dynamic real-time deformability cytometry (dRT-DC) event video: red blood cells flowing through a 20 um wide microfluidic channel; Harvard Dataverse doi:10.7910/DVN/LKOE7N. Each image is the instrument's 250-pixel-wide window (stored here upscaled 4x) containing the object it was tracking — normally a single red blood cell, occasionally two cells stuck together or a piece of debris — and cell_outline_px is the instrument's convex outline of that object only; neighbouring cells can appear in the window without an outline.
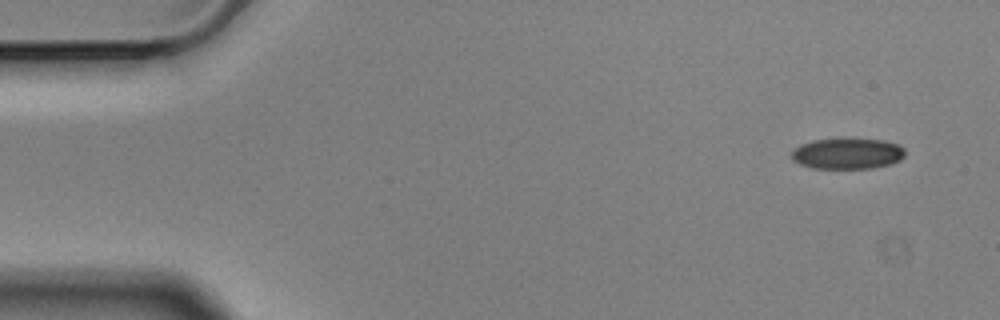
{"species": "Egyptian fruit bat (a non-hibernating species)", "species_latin": "Rousettus aegyptiacus", "temperature_condition": "cold", "stored_images_in_passage": 7, "segment_of_instrument_passage": [2, 2], "camera_frame_rate_fps": 3000, "um_per_image_px": 0.085, "animal": {"sex": "male"}, "frame": {"image": 1, "passage_image": 7, "time_ms": 2.0, "image_size_px": [1000, 320], "cell_outline_px": [[904, 156], [900, 160], [892, 164], [872, 168], [812, 168], [800, 164], [792, 160], [792, 152], [800, 144], [816, 140], [884, 140], [900, 144], [904, 148]], "centroid_in_image_um": [72.07, 13.07], "position_along_channel_um": 12.9, "area_um2": 20.11}}